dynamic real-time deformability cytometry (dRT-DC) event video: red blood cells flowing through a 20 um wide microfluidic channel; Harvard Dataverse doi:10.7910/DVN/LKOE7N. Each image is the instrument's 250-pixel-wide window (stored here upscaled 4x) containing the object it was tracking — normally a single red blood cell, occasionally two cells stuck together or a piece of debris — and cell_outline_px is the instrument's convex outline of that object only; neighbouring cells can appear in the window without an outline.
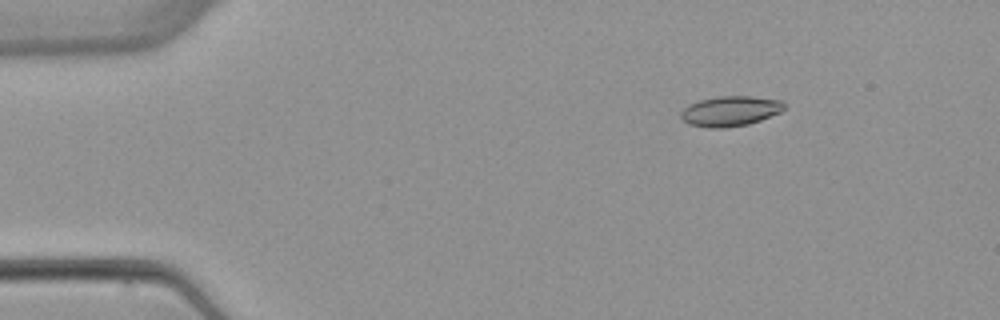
{"species": "common noctule bat (a hibernating species)", "species_latin": "Nyctalus noctula", "temperature_condition": "warm", "stored_images_in_passage": 5, "camera_frame_rate_fps": 3000, "um_per_image_px": 0.085, "animal": {"sex": "female", "body_mass_g": 22.7, "forearm_length_mm": 54.2}, "frame": {"image": 1, "passage_image": 2, "time_ms": 1.333, "image_size_px": [1000, 320], "cell_outline_px": [[784, 108], [780, 112], [760, 120], [748, 124], [724, 128], [708, 128], [688, 124], [680, 116], [680, 112], [688, 104], [700, 100], [716, 96], [752, 96], [780, 100], [784, 104]], "centroid_in_image_um": [62.03, 9.44], "position_along_channel_um": 23.0, "area_um2": 18.15}}
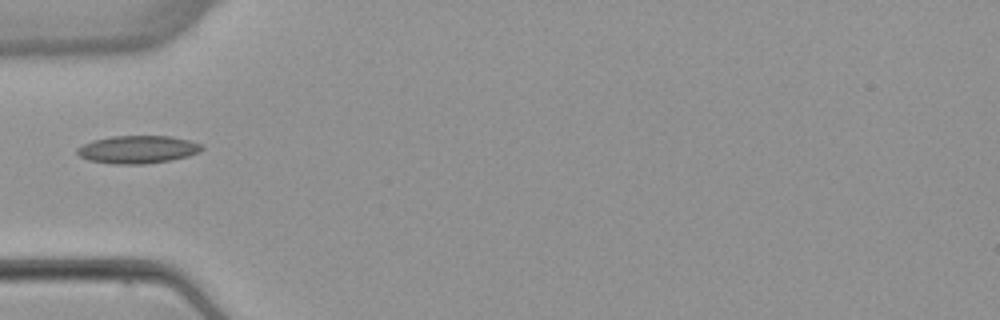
{"frame": {"image": 2, "passage_image": 4, "time_ms": 4.667, "image_size_px": [1000, 320], "cell_outline_px": [[204, 148], [200, 152], [188, 156], [172, 160], [144, 164], [112, 164], [88, 160], [80, 156], [76, 152], [76, 148], [92, 140], [112, 136], [168, 136], [188, 140], [200, 144]], "centroid_in_image_um": [11.69, 12.71], "position_along_channel_um": 73.3, "area_um2": 20.23}}
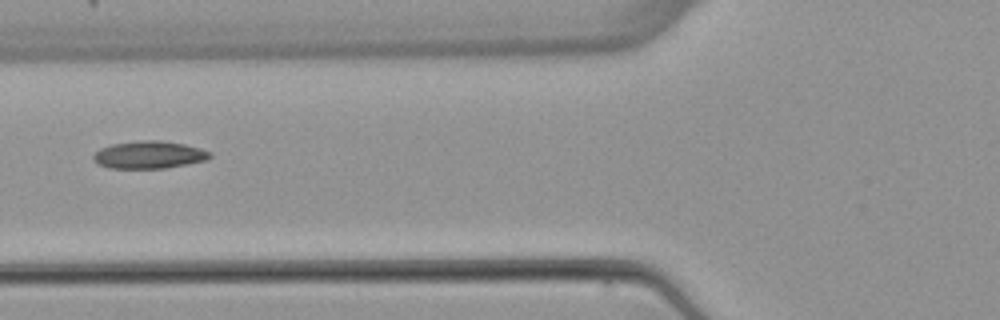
{"frame": {"image": 3, "passage_image": 5, "time_ms": 5.667, "image_size_px": [1000, 320], "cell_outline_px": [[212, 156], [208, 160], [188, 164], [164, 168], [108, 168], [96, 164], [92, 160], [92, 156], [100, 148], [112, 144], [144, 140], [160, 140], [184, 144], [200, 148], [212, 152]], "centroid_in_image_um": [12.67, 13.16], "position_along_channel_um": 113.1, "area_um2": 18.84}}